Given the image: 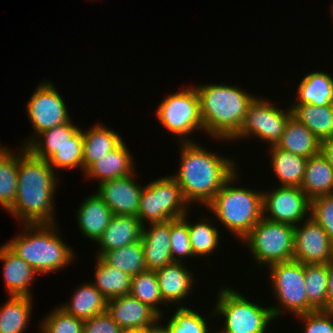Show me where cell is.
Returning a JSON list of instances; mask_svg holds the SVG:
<instances>
[{
	"label": "cell",
	"instance_id": "30",
	"mask_svg": "<svg viewBox=\"0 0 333 333\" xmlns=\"http://www.w3.org/2000/svg\"><path fill=\"white\" fill-rule=\"evenodd\" d=\"M292 116L304 124L321 142L333 137V105H291Z\"/></svg>",
	"mask_w": 333,
	"mask_h": 333
},
{
	"label": "cell",
	"instance_id": "18",
	"mask_svg": "<svg viewBox=\"0 0 333 333\" xmlns=\"http://www.w3.org/2000/svg\"><path fill=\"white\" fill-rule=\"evenodd\" d=\"M0 261L3 262L5 288L9 296H29L38 273L6 244L0 246Z\"/></svg>",
	"mask_w": 333,
	"mask_h": 333
},
{
	"label": "cell",
	"instance_id": "21",
	"mask_svg": "<svg viewBox=\"0 0 333 333\" xmlns=\"http://www.w3.org/2000/svg\"><path fill=\"white\" fill-rule=\"evenodd\" d=\"M132 154L127 145L122 141L115 149L108 152L85 172L84 177L99 180L98 184L109 180L126 177L135 172Z\"/></svg>",
	"mask_w": 333,
	"mask_h": 333
},
{
	"label": "cell",
	"instance_id": "44",
	"mask_svg": "<svg viewBox=\"0 0 333 333\" xmlns=\"http://www.w3.org/2000/svg\"><path fill=\"white\" fill-rule=\"evenodd\" d=\"M123 331L107 312L84 320L83 333H123Z\"/></svg>",
	"mask_w": 333,
	"mask_h": 333
},
{
	"label": "cell",
	"instance_id": "38",
	"mask_svg": "<svg viewBox=\"0 0 333 333\" xmlns=\"http://www.w3.org/2000/svg\"><path fill=\"white\" fill-rule=\"evenodd\" d=\"M83 133L80 128L67 142L58 147L46 161L50 167L57 169L80 168L83 171Z\"/></svg>",
	"mask_w": 333,
	"mask_h": 333
},
{
	"label": "cell",
	"instance_id": "43",
	"mask_svg": "<svg viewBox=\"0 0 333 333\" xmlns=\"http://www.w3.org/2000/svg\"><path fill=\"white\" fill-rule=\"evenodd\" d=\"M297 317L303 322V333H333V311L317 310Z\"/></svg>",
	"mask_w": 333,
	"mask_h": 333
},
{
	"label": "cell",
	"instance_id": "24",
	"mask_svg": "<svg viewBox=\"0 0 333 333\" xmlns=\"http://www.w3.org/2000/svg\"><path fill=\"white\" fill-rule=\"evenodd\" d=\"M297 87V99L292 105H333V76L326 71L307 73Z\"/></svg>",
	"mask_w": 333,
	"mask_h": 333
},
{
	"label": "cell",
	"instance_id": "6",
	"mask_svg": "<svg viewBox=\"0 0 333 333\" xmlns=\"http://www.w3.org/2000/svg\"><path fill=\"white\" fill-rule=\"evenodd\" d=\"M220 288L214 309L209 312L224 319L223 330L216 333H268L270 323L275 320L270 306L250 301L233 287Z\"/></svg>",
	"mask_w": 333,
	"mask_h": 333
},
{
	"label": "cell",
	"instance_id": "36",
	"mask_svg": "<svg viewBox=\"0 0 333 333\" xmlns=\"http://www.w3.org/2000/svg\"><path fill=\"white\" fill-rule=\"evenodd\" d=\"M131 296L148 305L163 320L164 315L160 310V304L169 307L164 301L160 293L158 277L155 271L146 270L131 278ZM159 306V307H158Z\"/></svg>",
	"mask_w": 333,
	"mask_h": 333
},
{
	"label": "cell",
	"instance_id": "16",
	"mask_svg": "<svg viewBox=\"0 0 333 333\" xmlns=\"http://www.w3.org/2000/svg\"><path fill=\"white\" fill-rule=\"evenodd\" d=\"M147 226L142 227L141 234L145 264L147 270L156 271L174 262L170 247V220Z\"/></svg>",
	"mask_w": 333,
	"mask_h": 333
},
{
	"label": "cell",
	"instance_id": "9",
	"mask_svg": "<svg viewBox=\"0 0 333 333\" xmlns=\"http://www.w3.org/2000/svg\"><path fill=\"white\" fill-rule=\"evenodd\" d=\"M189 208L178 182L171 175H166L142 188L137 217L144 226L181 218L189 212Z\"/></svg>",
	"mask_w": 333,
	"mask_h": 333
},
{
	"label": "cell",
	"instance_id": "33",
	"mask_svg": "<svg viewBox=\"0 0 333 333\" xmlns=\"http://www.w3.org/2000/svg\"><path fill=\"white\" fill-rule=\"evenodd\" d=\"M33 297L9 296L0 307V333H25L33 310Z\"/></svg>",
	"mask_w": 333,
	"mask_h": 333
},
{
	"label": "cell",
	"instance_id": "15",
	"mask_svg": "<svg viewBox=\"0 0 333 333\" xmlns=\"http://www.w3.org/2000/svg\"><path fill=\"white\" fill-rule=\"evenodd\" d=\"M134 174L98 184L96 193L114 215L137 216L143 186L136 182Z\"/></svg>",
	"mask_w": 333,
	"mask_h": 333
},
{
	"label": "cell",
	"instance_id": "42",
	"mask_svg": "<svg viewBox=\"0 0 333 333\" xmlns=\"http://www.w3.org/2000/svg\"><path fill=\"white\" fill-rule=\"evenodd\" d=\"M310 218L319 224L333 241V194L319 196L310 201Z\"/></svg>",
	"mask_w": 333,
	"mask_h": 333
},
{
	"label": "cell",
	"instance_id": "28",
	"mask_svg": "<svg viewBox=\"0 0 333 333\" xmlns=\"http://www.w3.org/2000/svg\"><path fill=\"white\" fill-rule=\"evenodd\" d=\"M276 146L309 158L320 153L321 142L304 124L291 116Z\"/></svg>",
	"mask_w": 333,
	"mask_h": 333
},
{
	"label": "cell",
	"instance_id": "39",
	"mask_svg": "<svg viewBox=\"0 0 333 333\" xmlns=\"http://www.w3.org/2000/svg\"><path fill=\"white\" fill-rule=\"evenodd\" d=\"M207 318L190 307H177L163 326L169 333H215L210 332Z\"/></svg>",
	"mask_w": 333,
	"mask_h": 333
},
{
	"label": "cell",
	"instance_id": "17",
	"mask_svg": "<svg viewBox=\"0 0 333 333\" xmlns=\"http://www.w3.org/2000/svg\"><path fill=\"white\" fill-rule=\"evenodd\" d=\"M185 262H172L161 269L156 270L160 293L163 301L168 305L174 303L178 307H185L181 301L185 300L193 290L196 283L194 274L185 267ZM194 281V282H193Z\"/></svg>",
	"mask_w": 333,
	"mask_h": 333
},
{
	"label": "cell",
	"instance_id": "2",
	"mask_svg": "<svg viewBox=\"0 0 333 333\" xmlns=\"http://www.w3.org/2000/svg\"><path fill=\"white\" fill-rule=\"evenodd\" d=\"M56 174L46 160L27 151L18 160L16 197L6 212L21 221V226L57 223L54 196L60 180Z\"/></svg>",
	"mask_w": 333,
	"mask_h": 333
},
{
	"label": "cell",
	"instance_id": "20",
	"mask_svg": "<svg viewBox=\"0 0 333 333\" xmlns=\"http://www.w3.org/2000/svg\"><path fill=\"white\" fill-rule=\"evenodd\" d=\"M142 227L143 225L137 216L114 215L105 231L96 241L100 247L96 256L140 241Z\"/></svg>",
	"mask_w": 333,
	"mask_h": 333
},
{
	"label": "cell",
	"instance_id": "12",
	"mask_svg": "<svg viewBox=\"0 0 333 333\" xmlns=\"http://www.w3.org/2000/svg\"><path fill=\"white\" fill-rule=\"evenodd\" d=\"M58 91L54 83L48 80L37 86L26 105L27 116L34 132L22 146L25 147L38 133L67 123L71 119L65 100Z\"/></svg>",
	"mask_w": 333,
	"mask_h": 333
},
{
	"label": "cell",
	"instance_id": "23",
	"mask_svg": "<svg viewBox=\"0 0 333 333\" xmlns=\"http://www.w3.org/2000/svg\"><path fill=\"white\" fill-rule=\"evenodd\" d=\"M83 173L99 158L115 149L122 141L116 131L106 125L96 123L83 131Z\"/></svg>",
	"mask_w": 333,
	"mask_h": 333
},
{
	"label": "cell",
	"instance_id": "47",
	"mask_svg": "<svg viewBox=\"0 0 333 333\" xmlns=\"http://www.w3.org/2000/svg\"><path fill=\"white\" fill-rule=\"evenodd\" d=\"M160 320V321H159ZM161 325V319L159 318L155 323L149 324L143 327H135L124 330L123 333H153Z\"/></svg>",
	"mask_w": 333,
	"mask_h": 333
},
{
	"label": "cell",
	"instance_id": "13",
	"mask_svg": "<svg viewBox=\"0 0 333 333\" xmlns=\"http://www.w3.org/2000/svg\"><path fill=\"white\" fill-rule=\"evenodd\" d=\"M263 218L291 226L310 217V199L300 187L278 186L262 191ZM306 218V219H305Z\"/></svg>",
	"mask_w": 333,
	"mask_h": 333
},
{
	"label": "cell",
	"instance_id": "35",
	"mask_svg": "<svg viewBox=\"0 0 333 333\" xmlns=\"http://www.w3.org/2000/svg\"><path fill=\"white\" fill-rule=\"evenodd\" d=\"M212 220H209L201 216L199 222L190 223L188 219V229L191 247L193 250L194 257L211 256V254L217 251L219 247L220 235L218 226H214Z\"/></svg>",
	"mask_w": 333,
	"mask_h": 333
},
{
	"label": "cell",
	"instance_id": "48",
	"mask_svg": "<svg viewBox=\"0 0 333 333\" xmlns=\"http://www.w3.org/2000/svg\"><path fill=\"white\" fill-rule=\"evenodd\" d=\"M153 333H169L166 328L161 324Z\"/></svg>",
	"mask_w": 333,
	"mask_h": 333
},
{
	"label": "cell",
	"instance_id": "49",
	"mask_svg": "<svg viewBox=\"0 0 333 333\" xmlns=\"http://www.w3.org/2000/svg\"><path fill=\"white\" fill-rule=\"evenodd\" d=\"M331 8H332V9H331L332 11H330V12H331L332 17H333V4H332V7H331Z\"/></svg>",
	"mask_w": 333,
	"mask_h": 333
},
{
	"label": "cell",
	"instance_id": "25",
	"mask_svg": "<svg viewBox=\"0 0 333 333\" xmlns=\"http://www.w3.org/2000/svg\"><path fill=\"white\" fill-rule=\"evenodd\" d=\"M300 189L310 200L333 194V167L321 153L307 158Z\"/></svg>",
	"mask_w": 333,
	"mask_h": 333
},
{
	"label": "cell",
	"instance_id": "8",
	"mask_svg": "<svg viewBox=\"0 0 333 333\" xmlns=\"http://www.w3.org/2000/svg\"><path fill=\"white\" fill-rule=\"evenodd\" d=\"M268 271L274 301L278 302L270 306L275 320L286 310L294 316L315 311L307 303L305 264L290 260L270 265Z\"/></svg>",
	"mask_w": 333,
	"mask_h": 333
},
{
	"label": "cell",
	"instance_id": "40",
	"mask_svg": "<svg viewBox=\"0 0 333 333\" xmlns=\"http://www.w3.org/2000/svg\"><path fill=\"white\" fill-rule=\"evenodd\" d=\"M43 320V321H42ZM41 320L40 333H83L84 320L56 306Z\"/></svg>",
	"mask_w": 333,
	"mask_h": 333
},
{
	"label": "cell",
	"instance_id": "32",
	"mask_svg": "<svg viewBox=\"0 0 333 333\" xmlns=\"http://www.w3.org/2000/svg\"><path fill=\"white\" fill-rule=\"evenodd\" d=\"M20 149L16 153L0 144V206L6 211L16 197L18 160L27 152L24 146Z\"/></svg>",
	"mask_w": 333,
	"mask_h": 333
},
{
	"label": "cell",
	"instance_id": "22",
	"mask_svg": "<svg viewBox=\"0 0 333 333\" xmlns=\"http://www.w3.org/2000/svg\"><path fill=\"white\" fill-rule=\"evenodd\" d=\"M76 212L80 232L93 242L99 239L114 216L97 193L85 198Z\"/></svg>",
	"mask_w": 333,
	"mask_h": 333
},
{
	"label": "cell",
	"instance_id": "11",
	"mask_svg": "<svg viewBox=\"0 0 333 333\" xmlns=\"http://www.w3.org/2000/svg\"><path fill=\"white\" fill-rule=\"evenodd\" d=\"M291 116V106L281 109L268 98L257 96L248 105L239 131L229 141L254 137L265 141L269 147L274 146L280 141Z\"/></svg>",
	"mask_w": 333,
	"mask_h": 333
},
{
	"label": "cell",
	"instance_id": "37",
	"mask_svg": "<svg viewBox=\"0 0 333 333\" xmlns=\"http://www.w3.org/2000/svg\"><path fill=\"white\" fill-rule=\"evenodd\" d=\"M307 303L315 310H327L326 264H305Z\"/></svg>",
	"mask_w": 333,
	"mask_h": 333
},
{
	"label": "cell",
	"instance_id": "31",
	"mask_svg": "<svg viewBox=\"0 0 333 333\" xmlns=\"http://www.w3.org/2000/svg\"><path fill=\"white\" fill-rule=\"evenodd\" d=\"M70 119L67 123L46 129L38 133L26 146L27 151L34 157L47 160L59 146L67 142L78 130Z\"/></svg>",
	"mask_w": 333,
	"mask_h": 333
},
{
	"label": "cell",
	"instance_id": "5",
	"mask_svg": "<svg viewBox=\"0 0 333 333\" xmlns=\"http://www.w3.org/2000/svg\"><path fill=\"white\" fill-rule=\"evenodd\" d=\"M238 170L206 206L240 242L263 218L262 190L237 187ZM238 180V181H237ZM236 181V183H235Z\"/></svg>",
	"mask_w": 333,
	"mask_h": 333
},
{
	"label": "cell",
	"instance_id": "29",
	"mask_svg": "<svg viewBox=\"0 0 333 333\" xmlns=\"http://www.w3.org/2000/svg\"><path fill=\"white\" fill-rule=\"evenodd\" d=\"M94 282H91L107 299L128 295L131 290V276L107 264L100 256H95Z\"/></svg>",
	"mask_w": 333,
	"mask_h": 333
},
{
	"label": "cell",
	"instance_id": "34",
	"mask_svg": "<svg viewBox=\"0 0 333 333\" xmlns=\"http://www.w3.org/2000/svg\"><path fill=\"white\" fill-rule=\"evenodd\" d=\"M100 257L107 264L128 273L131 277L147 270L141 240L119 249L106 251Z\"/></svg>",
	"mask_w": 333,
	"mask_h": 333
},
{
	"label": "cell",
	"instance_id": "45",
	"mask_svg": "<svg viewBox=\"0 0 333 333\" xmlns=\"http://www.w3.org/2000/svg\"><path fill=\"white\" fill-rule=\"evenodd\" d=\"M328 275L327 310L333 311V256L326 263Z\"/></svg>",
	"mask_w": 333,
	"mask_h": 333
},
{
	"label": "cell",
	"instance_id": "3",
	"mask_svg": "<svg viewBox=\"0 0 333 333\" xmlns=\"http://www.w3.org/2000/svg\"><path fill=\"white\" fill-rule=\"evenodd\" d=\"M204 133L229 141L240 129L248 105L256 97L241 87L226 84H197Z\"/></svg>",
	"mask_w": 333,
	"mask_h": 333
},
{
	"label": "cell",
	"instance_id": "19",
	"mask_svg": "<svg viewBox=\"0 0 333 333\" xmlns=\"http://www.w3.org/2000/svg\"><path fill=\"white\" fill-rule=\"evenodd\" d=\"M106 312L123 330L153 324L160 318L130 294L108 300Z\"/></svg>",
	"mask_w": 333,
	"mask_h": 333
},
{
	"label": "cell",
	"instance_id": "4",
	"mask_svg": "<svg viewBox=\"0 0 333 333\" xmlns=\"http://www.w3.org/2000/svg\"><path fill=\"white\" fill-rule=\"evenodd\" d=\"M5 244L39 275L60 271L74 262V250L60 238L58 224H23Z\"/></svg>",
	"mask_w": 333,
	"mask_h": 333
},
{
	"label": "cell",
	"instance_id": "14",
	"mask_svg": "<svg viewBox=\"0 0 333 333\" xmlns=\"http://www.w3.org/2000/svg\"><path fill=\"white\" fill-rule=\"evenodd\" d=\"M333 256V241L312 218L294 227L293 260L303 264H326Z\"/></svg>",
	"mask_w": 333,
	"mask_h": 333
},
{
	"label": "cell",
	"instance_id": "27",
	"mask_svg": "<svg viewBox=\"0 0 333 333\" xmlns=\"http://www.w3.org/2000/svg\"><path fill=\"white\" fill-rule=\"evenodd\" d=\"M70 299L59 307L74 317L86 320L106 312L108 300L91 282L76 287Z\"/></svg>",
	"mask_w": 333,
	"mask_h": 333
},
{
	"label": "cell",
	"instance_id": "1",
	"mask_svg": "<svg viewBox=\"0 0 333 333\" xmlns=\"http://www.w3.org/2000/svg\"><path fill=\"white\" fill-rule=\"evenodd\" d=\"M179 143V170L171 176L178 182L189 205L200 203L207 206L237 171V163L231 157L218 155L196 141Z\"/></svg>",
	"mask_w": 333,
	"mask_h": 333
},
{
	"label": "cell",
	"instance_id": "7",
	"mask_svg": "<svg viewBox=\"0 0 333 333\" xmlns=\"http://www.w3.org/2000/svg\"><path fill=\"white\" fill-rule=\"evenodd\" d=\"M242 241L257 268L293 260L294 226L262 218Z\"/></svg>",
	"mask_w": 333,
	"mask_h": 333
},
{
	"label": "cell",
	"instance_id": "41",
	"mask_svg": "<svg viewBox=\"0 0 333 333\" xmlns=\"http://www.w3.org/2000/svg\"><path fill=\"white\" fill-rule=\"evenodd\" d=\"M188 214L189 212L181 218L170 220V247L174 262H184L185 257H194L189 238Z\"/></svg>",
	"mask_w": 333,
	"mask_h": 333
},
{
	"label": "cell",
	"instance_id": "46",
	"mask_svg": "<svg viewBox=\"0 0 333 333\" xmlns=\"http://www.w3.org/2000/svg\"><path fill=\"white\" fill-rule=\"evenodd\" d=\"M320 153L326 158L327 162L333 167V137L321 141Z\"/></svg>",
	"mask_w": 333,
	"mask_h": 333
},
{
	"label": "cell",
	"instance_id": "10",
	"mask_svg": "<svg viewBox=\"0 0 333 333\" xmlns=\"http://www.w3.org/2000/svg\"><path fill=\"white\" fill-rule=\"evenodd\" d=\"M155 115L168 132L179 136L180 142H194L191 134L198 130L204 132L200 98L193 84L163 98Z\"/></svg>",
	"mask_w": 333,
	"mask_h": 333
},
{
	"label": "cell",
	"instance_id": "26",
	"mask_svg": "<svg viewBox=\"0 0 333 333\" xmlns=\"http://www.w3.org/2000/svg\"><path fill=\"white\" fill-rule=\"evenodd\" d=\"M270 165L274 175L278 178L279 186L300 187L306 169L307 158L270 146Z\"/></svg>",
	"mask_w": 333,
	"mask_h": 333
}]
</instances>
